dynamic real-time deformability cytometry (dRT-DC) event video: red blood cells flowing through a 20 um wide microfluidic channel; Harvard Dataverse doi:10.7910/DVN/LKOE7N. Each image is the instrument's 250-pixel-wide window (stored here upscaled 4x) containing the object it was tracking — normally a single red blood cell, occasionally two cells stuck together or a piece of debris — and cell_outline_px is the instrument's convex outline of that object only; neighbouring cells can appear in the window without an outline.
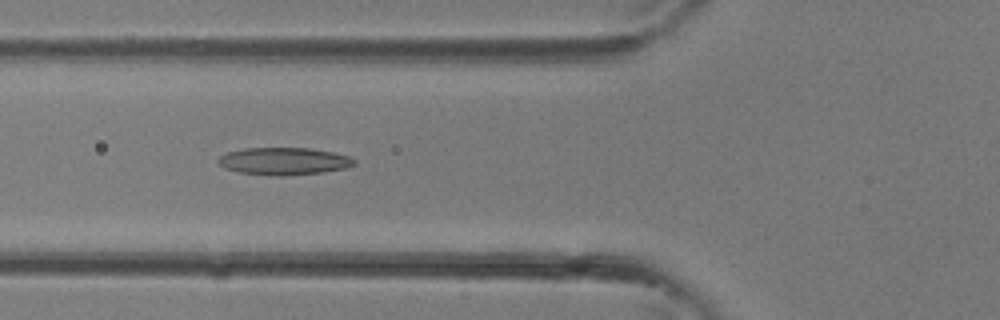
{"species": "common noctule bat (a hibernating species)", "species_latin": "Nyctalus noctula", "temperature_condition": "room temperature", "stored_images_in_passage": 32, "camera_frame_rate_fps": 3000, "um_per_image_px": 0.085, "animal": {"sex": "female"}, "frame": {"image": 1, "passage_image": 11, "time_ms": 3.333, "image_size_px": [1000, 320], "cell_outline_px": [[356, 164], [348, 168], [324, 172], [284, 176], [276, 176], [240, 172], [224, 168], [216, 160], [220, 156], [228, 152], [244, 148], [312, 148], [352, 156], [356, 160]], "centroid_in_image_um": [24.19, 13.7], "position_along_channel_um": 101.6, "area_um2": 21.91}}
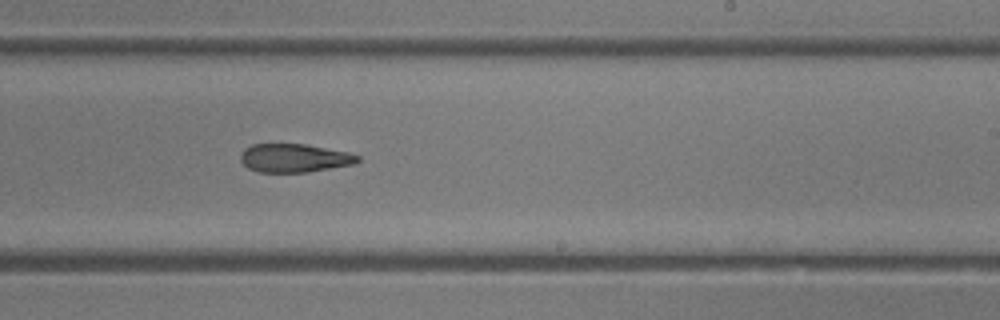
{"frame": {"image": 2, "passage_image": 19, "time_ms": 6.0, "image_size_px": [1000, 320], "cell_outline_px": [[360, 160], [352, 164], [308, 172], [260, 172], [248, 168], [240, 160], [240, 156], [244, 148], [252, 144], [304, 144], [348, 152], [360, 156]], "centroid_in_image_um": [24.99, 13.43], "position_along_channel_um": 264.0, "area_um2": 19.31}}
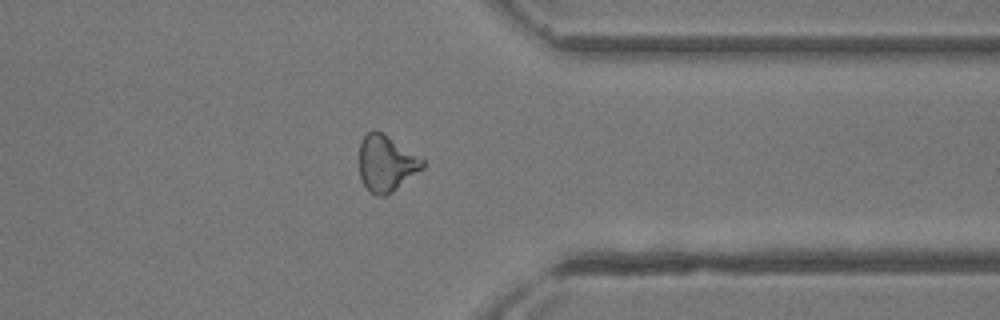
{"frame": {"image": 3, "passage_image": 25, "time_ms": 8.0, "image_size_px": [1000, 320], "cell_outline_px": [[424, 168], [392, 192], [384, 196], [376, 196], [364, 184], [360, 176], [360, 140], [368, 132], [384, 132], [424, 160]], "centroid_in_image_um": [32.84, 13.88], "position_along_channel_um": 378.6, "area_um2": 20.52}}